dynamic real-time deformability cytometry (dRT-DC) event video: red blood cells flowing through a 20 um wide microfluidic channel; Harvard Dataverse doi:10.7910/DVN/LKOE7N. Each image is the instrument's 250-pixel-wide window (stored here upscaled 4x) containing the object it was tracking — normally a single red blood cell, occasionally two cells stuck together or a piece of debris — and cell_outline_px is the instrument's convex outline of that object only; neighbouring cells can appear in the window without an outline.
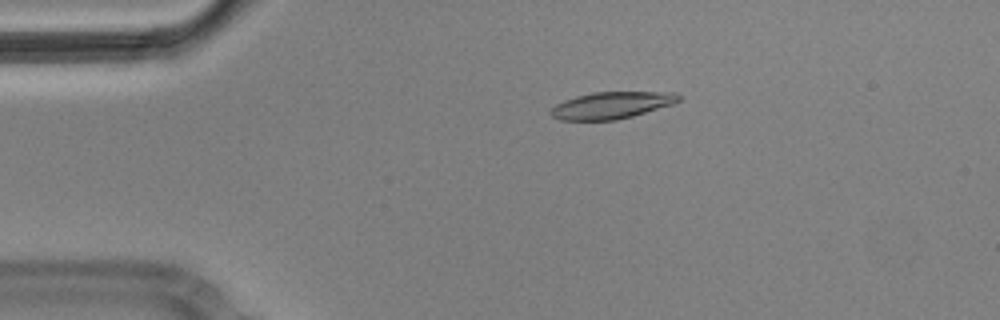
{"species": "Egyptian fruit bat (a non-hibernating species)", "species_latin": "Rousettus aegyptiacus", "temperature_condition": "cold", "stored_images_in_passage": 5, "camera_frame_rate_fps": 3000, "um_per_image_px": 0.085, "animal": {"sex": "male"}, "frame": {"image": 1, "passage_image": 3, "time_ms": 0.667, "image_size_px": [1000, 320], "cell_outline_px": [[680, 100], [672, 104], [632, 116], [616, 120], [560, 120], [552, 116], [548, 112], [556, 104], [564, 100], [576, 96], [592, 92], [676, 92], [680, 96]], "centroid_in_image_um": [51.96, 8.94], "position_along_channel_um": 33.0, "area_um2": 19.94}}
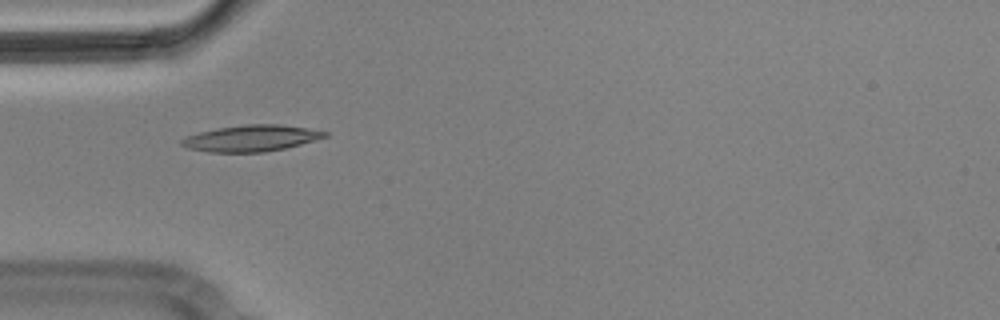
{"frame": {"image": 2, "passage_image": 4, "time_ms": 1.0, "image_size_px": [1000, 320], "cell_outline_px": [[328, 136], [316, 140], [284, 148], [264, 152], [208, 152], [188, 148], [180, 144], [180, 140], [188, 136], [200, 132], [220, 128], [244, 124], [280, 124], [328, 132]], "centroid_in_image_um": [21.35, 11.75], "position_along_channel_um": 63.7, "area_um2": 21.68}}